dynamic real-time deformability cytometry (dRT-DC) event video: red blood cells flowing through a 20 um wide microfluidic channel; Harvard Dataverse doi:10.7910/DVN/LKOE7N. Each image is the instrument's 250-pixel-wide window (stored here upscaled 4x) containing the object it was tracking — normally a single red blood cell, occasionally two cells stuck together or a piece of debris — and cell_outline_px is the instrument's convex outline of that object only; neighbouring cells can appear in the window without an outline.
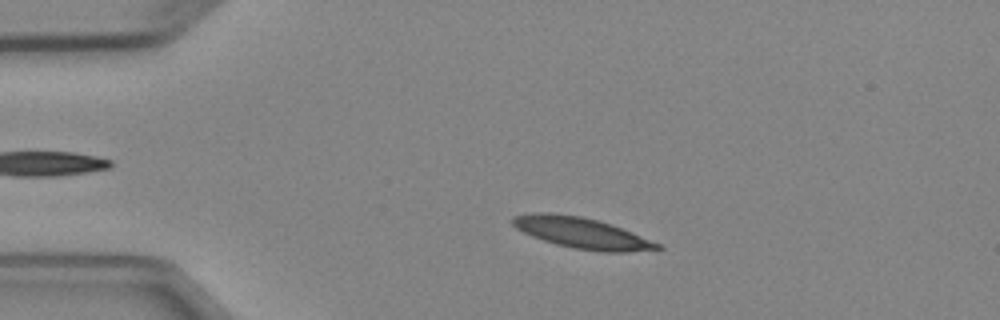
{"species": "Egyptian fruit bat (a non-hibernating species)", "species_latin": "Rousettus aegyptiacus", "temperature_condition": "cold", "stored_images_in_passage": 3, "camera_frame_rate_fps": 3000, "um_per_image_px": 0.085, "animal": {"sex": "female"}, "frame": {"image": 1, "passage_image": 2, "time_ms": 1.333, "image_size_px": [1000, 320], "cell_outline_px": [[664, 248], [628, 252], [600, 252], [572, 248], [556, 244], [532, 236], [516, 228], [512, 224], [512, 216], [532, 212], [548, 212], [580, 216], [612, 224], [632, 232], [660, 244]], "centroid_in_image_um": [49.43, 19.8], "position_along_channel_um": 35.6, "area_um2": 26.01}}